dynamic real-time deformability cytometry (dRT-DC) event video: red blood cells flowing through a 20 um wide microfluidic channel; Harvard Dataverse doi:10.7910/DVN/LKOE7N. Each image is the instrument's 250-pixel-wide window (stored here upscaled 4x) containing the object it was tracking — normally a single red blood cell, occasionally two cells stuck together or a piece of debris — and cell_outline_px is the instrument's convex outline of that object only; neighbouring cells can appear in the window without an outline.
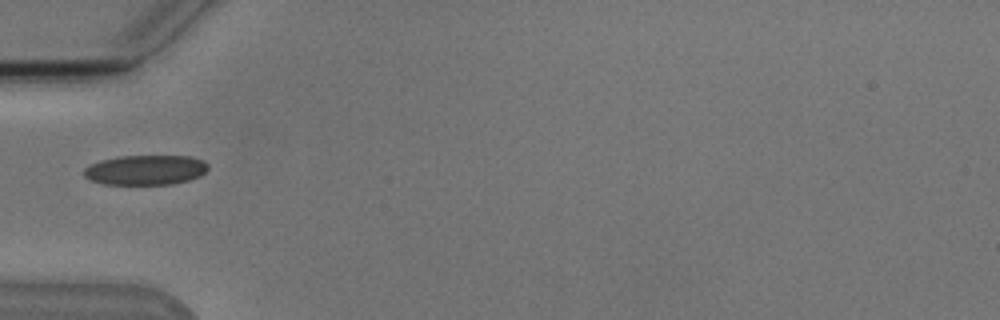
{"species": "Egyptian fruit bat (a non-hibernating species)", "species_latin": "Rousettus aegyptiacus", "temperature_condition": "cold", "stored_images_in_passage": 3, "camera_frame_rate_fps": 3000, "um_per_image_px": 0.085, "animal": {"sex": "male"}, "frame": {"image": 1, "passage_image": 2, "time_ms": 2.333, "image_size_px": [1000, 320], "cell_outline_px": [[208, 168], [200, 176], [188, 180], [172, 184], [104, 184], [92, 180], [84, 176], [84, 168], [88, 164], [100, 160], [120, 156], [192, 156], [204, 160], [208, 164]], "centroid_in_image_um": [12.37, 14.43], "position_along_channel_um": 72.6, "area_um2": 21.68}}